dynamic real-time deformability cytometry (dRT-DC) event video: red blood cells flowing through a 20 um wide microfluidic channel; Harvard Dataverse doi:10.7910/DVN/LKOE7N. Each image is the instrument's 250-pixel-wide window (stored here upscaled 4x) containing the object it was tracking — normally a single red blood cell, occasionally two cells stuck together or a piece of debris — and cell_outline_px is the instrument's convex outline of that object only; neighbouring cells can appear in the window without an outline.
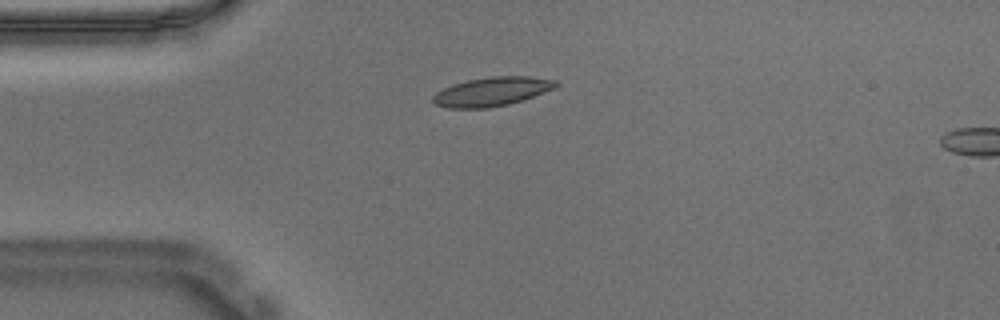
{"species": "Egyptian fruit bat (a non-hibernating species)", "species_latin": "Rousettus aegyptiacus", "temperature_condition": "warm", "stored_images_in_passage": 4, "camera_frame_rate_fps": 3000, "um_per_image_px": 0.085, "animal": {"sex": "male"}, "frame": {"image": 1, "passage_image": 1, "time_ms": 0.0, "image_size_px": [1000, 320], "cell_outline_px": [[560, 84], [556, 88], [508, 104], [488, 108], [448, 108], [436, 104], [432, 100], [432, 96], [436, 92], [452, 84], [468, 80], [492, 76], [528, 76], [556, 80]], "centroid_in_image_um": [41.81, 7.78], "position_along_channel_um": 43.2, "area_um2": 20.63}}